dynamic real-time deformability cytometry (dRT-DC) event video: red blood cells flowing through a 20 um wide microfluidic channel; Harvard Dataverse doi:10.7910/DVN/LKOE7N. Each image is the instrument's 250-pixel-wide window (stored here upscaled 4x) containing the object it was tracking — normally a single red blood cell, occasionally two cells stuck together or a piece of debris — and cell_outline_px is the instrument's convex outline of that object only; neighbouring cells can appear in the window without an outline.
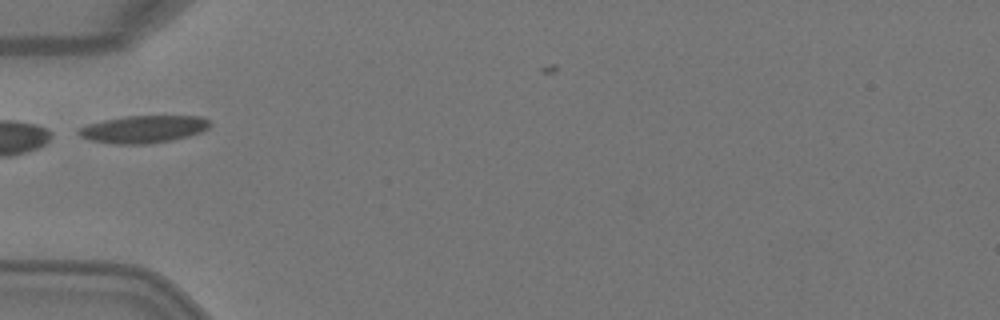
{"species": "Egyptian fruit bat (a non-hibernating species)", "species_latin": "Rousettus aegyptiacus", "temperature_condition": "warm", "stored_images_in_passage": 1, "camera_frame_rate_fps": 3000, "um_per_image_px": 0.085, "animal": {"sex": "female"}, "frame": {"image": 1, "passage_image": 1, "time_ms": 0.0, "image_size_px": [1000, 320], "cell_outline_px": [[212, 124], [208, 128], [200, 132], [188, 136], [172, 140], [148, 144], [116, 144], [92, 140], [80, 136], [76, 132], [80, 128], [88, 124], [104, 120], [124, 116], [200, 116], [212, 120]], "centroid_in_image_um": [12.24, 10.97], "position_along_channel_um": 72.8, "area_um2": 20.98}}